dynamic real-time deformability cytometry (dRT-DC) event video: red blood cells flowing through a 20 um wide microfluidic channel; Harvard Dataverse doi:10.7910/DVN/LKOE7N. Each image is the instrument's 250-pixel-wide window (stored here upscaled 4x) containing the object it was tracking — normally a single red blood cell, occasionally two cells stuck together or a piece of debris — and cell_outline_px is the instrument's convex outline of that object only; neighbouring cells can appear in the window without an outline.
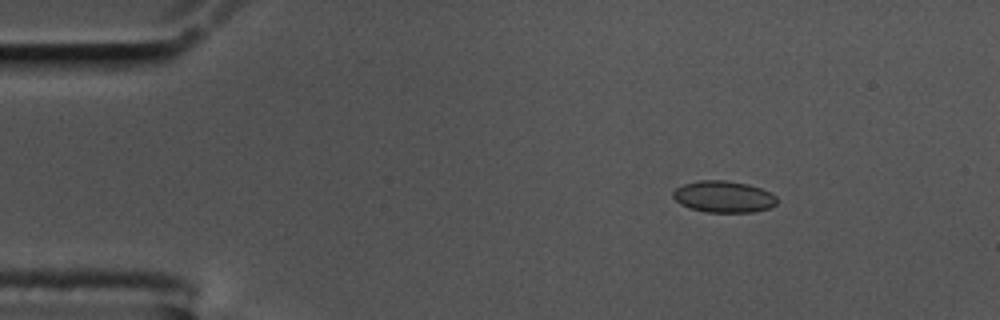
{"species": "common noctule bat (a hibernating species)", "species_latin": "Nyctalus noctula", "temperature_condition": "cold", "stored_images_in_passage": 50, "camera_frame_rate_fps": 3000, "um_per_image_px": 0.085, "animal": {"sex": "male", "body_mass_g": 17.5, "forearm_length_mm": 52.3}, "frame": {"image": 1, "passage_image": 1, "time_ms": 0.0, "image_size_px": [1000, 320], "cell_outline_px": [[776, 204], [768, 208], [752, 212], [704, 212], [688, 208], [680, 204], [672, 196], [672, 192], [676, 188], [684, 184], [700, 180], [724, 180], [748, 184], [760, 188], [776, 196]], "centroid_in_image_um": [61.46, 16.72], "position_along_channel_um": 23.5, "area_um2": 19.07}}
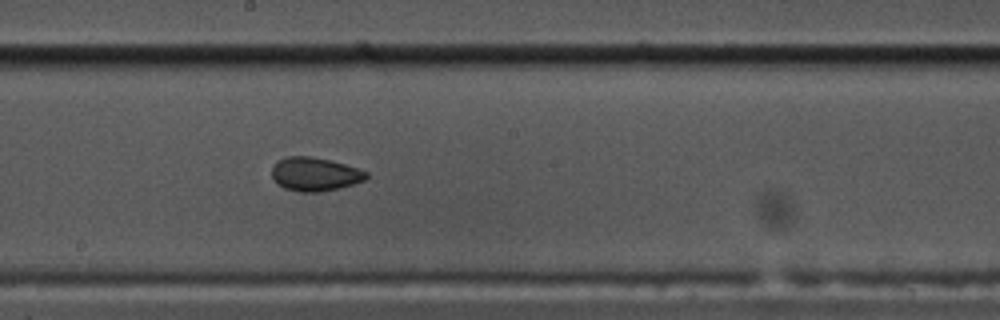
{"frame": {"image": 2, "passage_image": 24, "time_ms": 7.667, "image_size_px": [1000, 320], "cell_outline_px": [[368, 176], [364, 180], [340, 188], [320, 192], [300, 192], [284, 188], [272, 176], [272, 168], [280, 160], [288, 156], [312, 156], [344, 164], [368, 172]], "centroid_in_image_um": [26.78, 14.81], "position_along_channel_um": 221.4, "area_um2": 18.21}}
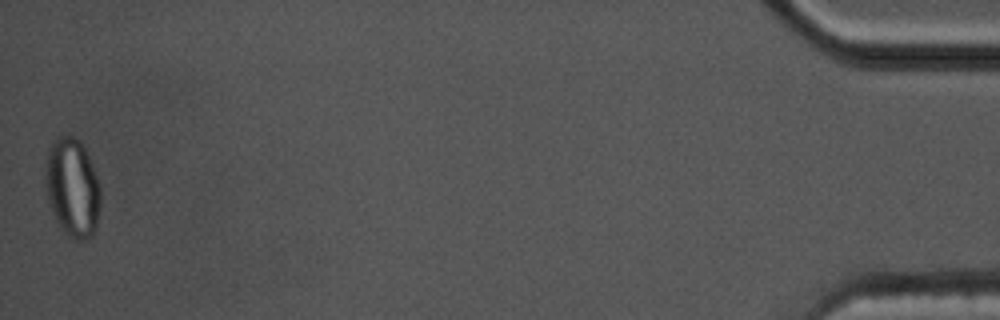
{"frame": {"image": 3, "passage_image": 50, "time_ms": 16.333, "image_size_px": [1000, 320], "cell_outline_px": [[100, 204], [96, 228], [92, 236], [84, 240], [72, 240], [60, 228], [52, 212], [44, 188], [44, 172], [48, 148], [52, 140], [56, 136], [72, 136], [80, 140], [92, 164], [100, 188]], "centroid_in_image_um": [6.12, 15.95], "position_along_channel_um": 429.1, "area_um2": 32.25}, "authors_computed_cell_mechanics": {"area_um2": 18.7272, "velocity_mm_per_s": 3.4908, "shape_relaxation_time_tau1_ms": 8.609, "shape_relaxation_time_tau2_ms": 1.9259, "deformation_change_tau1": 0.1378, "deformation_change_tau2": 0.0537}}